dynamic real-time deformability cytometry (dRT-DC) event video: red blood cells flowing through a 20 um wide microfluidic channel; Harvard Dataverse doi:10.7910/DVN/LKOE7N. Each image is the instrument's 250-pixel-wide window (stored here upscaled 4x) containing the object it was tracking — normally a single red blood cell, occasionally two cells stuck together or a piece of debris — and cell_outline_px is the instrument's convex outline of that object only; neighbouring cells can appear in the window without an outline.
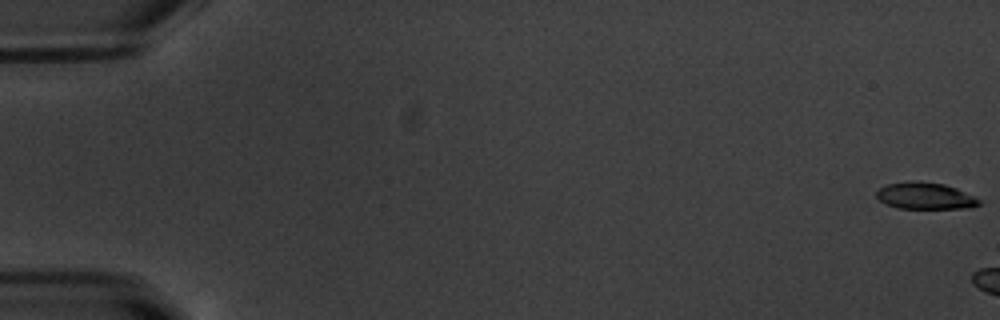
{"species": "common noctule bat (a hibernating species)", "species_latin": "Nyctalus noctula", "temperature_condition": "warm", "stored_images_in_passage": 6, "camera_frame_rate_fps": 3000, "um_per_image_px": 0.085, "animal": {"sex": "male", "body_mass_g": 20.1, "forearm_length_mm": 53.5}, "frame": {"image": 1, "passage_image": 1, "time_ms": 0.0, "image_size_px": [1000, 320], "cell_outline_px": [[980, 204], [972, 208], [896, 208], [880, 200], [876, 196], [876, 192], [880, 188], [888, 184], [912, 180], [916, 180], [944, 184], [956, 188], [980, 200]], "centroid_in_image_um": [78.63, 16.64], "position_along_channel_um": 6.4, "area_um2": 15.84}}